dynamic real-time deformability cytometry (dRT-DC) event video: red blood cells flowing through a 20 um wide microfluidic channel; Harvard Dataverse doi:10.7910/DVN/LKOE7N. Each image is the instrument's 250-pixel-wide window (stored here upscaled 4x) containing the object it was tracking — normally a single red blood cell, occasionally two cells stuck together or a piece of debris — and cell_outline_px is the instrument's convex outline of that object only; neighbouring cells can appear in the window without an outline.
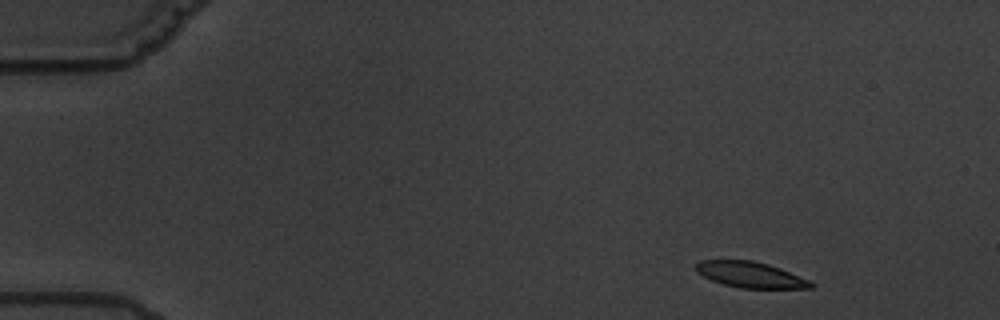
{"species": "common noctule bat (a hibernating species)", "species_latin": "Nyctalus noctula", "temperature_condition": "warm", "stored_images_in_passage": 9, "camera_frame_rate_fps": 3000, "um_per_image_px": 0.085, "animal": {"sex": "male", "body_mass_g": 19.5, "forearm_length_mm": 54.6}, "frame": {"image": 1, "passage_image": 1, "time_ms": 0.0, "image_size_px": [1000, 320], "cell_outline_px": [[816, 284], [812, 288], [740, 288], [724, 284], [712, 280], [696, 272], [692, 268], [700, 260], [752, 260], [768, 264], [780, 268], [812, 280]], "centroid_in_image_um": [63.81, 23.35], "position_along_channel_um": 21.2, "area_um2": 17.51}}
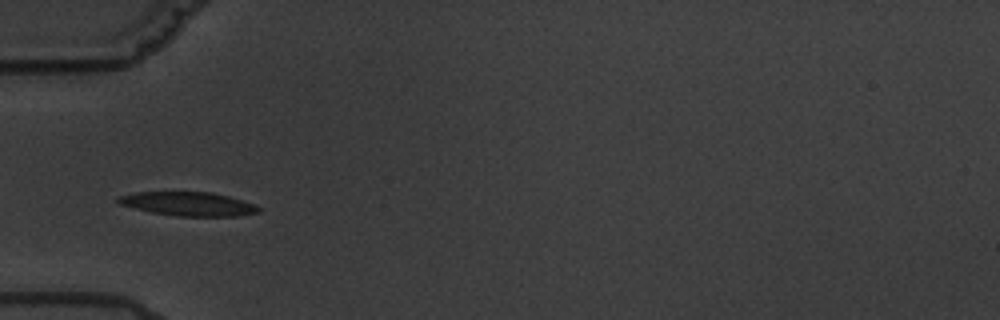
{"frame": {"image": 2, "passage_image": 4, "time_ms": 4.333, "image_size_px": [1000, 320], "cell_outline_px": [[260, 212], [240, 216], [176, 216], [152, 212], [120, 204], [116, 200], [120, 196], [136, 192], [212, 192], [228, 196], [252, 204], [260, 208]], "centroid_in_image_um": [16.02, 17.33], "position_along_channel_um": 69.0, "area_um2": 19.25}}
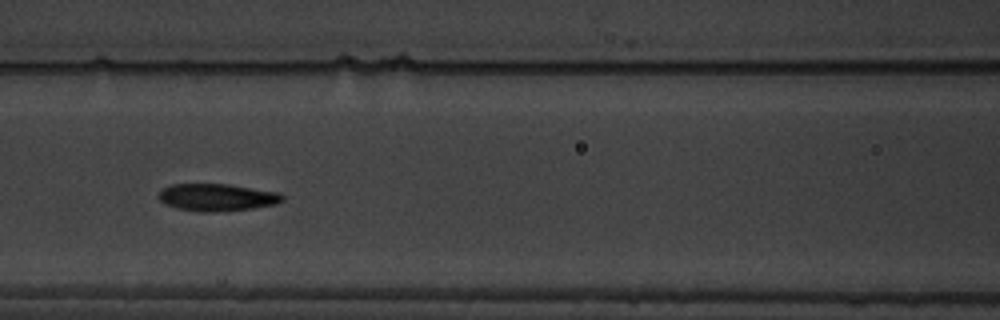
{"frame": {"image": 3, "passage_image": 6, "time_ms": 6.667, "image_size_px": [1000, 320], "cell_outline_px": [[284, 200], [276, 204], [252, 208], [212, 212], [200, 212], [176, 208], [164, 204], [160, 200], [160, 188], [172, 184], [228, 184], [280, 192], [284, 196]], "centroid_in_image_um": [18.44, 16.77], "position_along_channel_um": 148.2, "area_um2": 19.77}}